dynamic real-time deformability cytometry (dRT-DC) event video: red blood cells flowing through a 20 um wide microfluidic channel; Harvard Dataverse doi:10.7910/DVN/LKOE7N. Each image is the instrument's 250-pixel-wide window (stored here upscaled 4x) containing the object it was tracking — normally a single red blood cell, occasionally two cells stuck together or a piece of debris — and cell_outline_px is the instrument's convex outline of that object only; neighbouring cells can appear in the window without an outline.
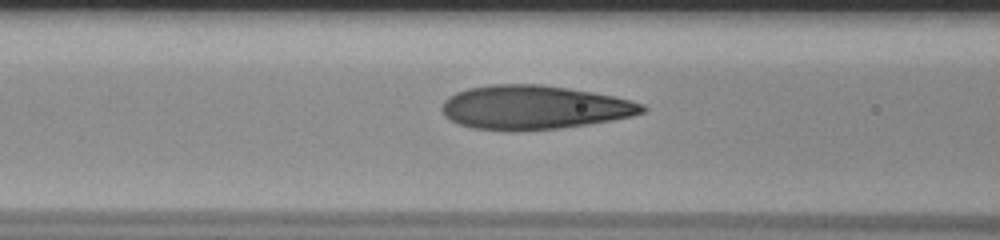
{"species": "human", "species_latin": "Homo sapiens", "temperature_condition": "room temperature", "stored_images_in_passage": 34, "camera_frame_rate_fps": 3000, "um_per_image_px": 0.085, "donor": {"sex": "male"}, "frame": {"image": 1, "passage_image": 9, "time_ms": 2.667, "image_size_px": [1000, 240], "cell_outline_px": [[648, 108], [644, 112], [632, 116], [588, 124], [556, 128], [520, 132], [512, 132], [472, 128], [460, 124], [444, 116], [440, 108], [444, 100], [448, 96], [456, 92], [468, 88], [492, 84], [540, 84], [568, 88], [592, 92], [612, 96], [644, 104]], "centroid_in_image_um": [45.34, 9.14], "position_along_channel_um": 121.3, "area_um2": 51.5}}
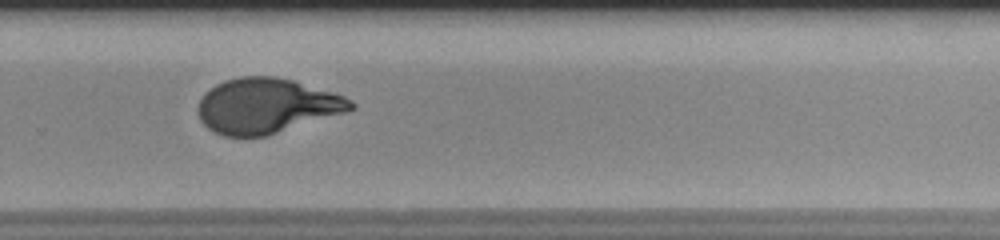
{"frame": {"image": 2, "passage_image": 24, "time_ms": 7.667, "image_size_px": [1000, 240], "cell_outline_px": [[356, 108], [344, 112], [264, 136], [224, 136], [208, 128], [200, 120], [200, 100], [216, 84], [224, 80], [240, 76], [276, 76], [292, 80], [332, 92], [344, 96], [352, 100], [356, 104]], "centroid_in_image_um": [22.67, 8.98], "position_along_channel_um": 307.1, "area_um2": 48.15}}
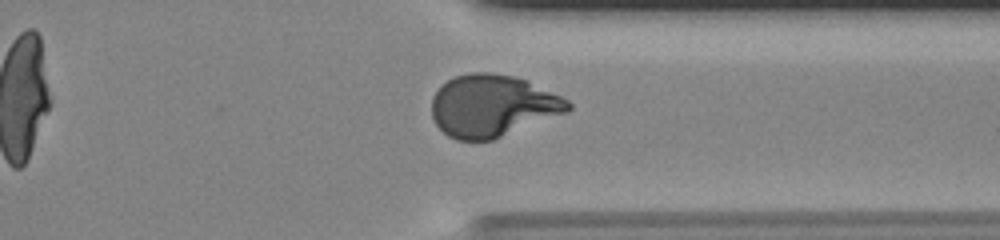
{"frame": {"image": 3, "passage_image": 29, "time_ms": 9.333, "image_size_px": [1000, 240], "cell_outline_px": [[572, 108], [568, 112], [492, 140], [456, 140], [448, 136], [436, 124], [432, 116], [432, 96], [448, 80], [456, 76], [472, 72], [492, 72], [516, 76], [560, 96], [568, 100], [572, 104]], "centroid_in_image_um": [41.86, 8.99], "position_along_channel_um": 369.5, "area_um2": 49.07}, "authors_computed_cell_mechanics": {"area_um2": 49.9681, "velocity_mm_per_s": 3.7252, "shape_relaxation_time_tau1_ms": 7.1648, "shape_relaxation_time_tau2_ms": null, "deformation_change_tau1": 0.3206, "deformation_change_tau2": null}}